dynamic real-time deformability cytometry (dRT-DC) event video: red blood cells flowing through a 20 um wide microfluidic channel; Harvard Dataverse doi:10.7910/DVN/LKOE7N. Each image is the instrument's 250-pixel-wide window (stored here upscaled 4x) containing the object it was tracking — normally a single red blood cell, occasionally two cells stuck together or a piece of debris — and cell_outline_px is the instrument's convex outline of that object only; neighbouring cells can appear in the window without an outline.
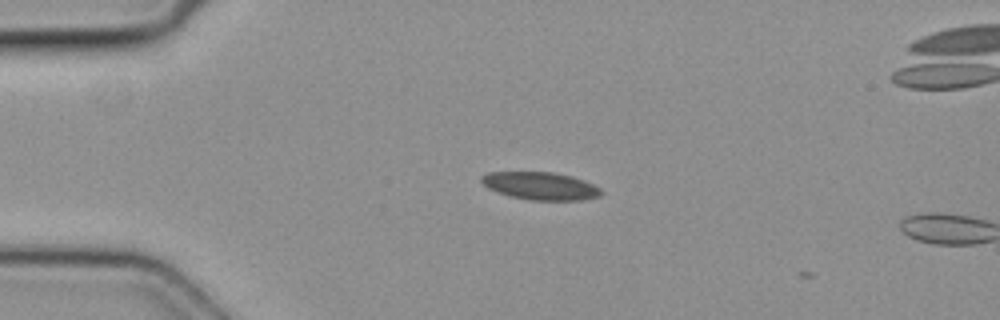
{"species": "common noctule bat (a hibernating species)", "species_latin": "Nyctalus noctula", "temperature_condition": "cold", "stored_images_in_passage": 2, "camera_frame_rate_fps": 3000, "um_per_image_px": 0.085, "animal": {"sex": "female", "body_mass_g": 19.3, "forearm_length_mm": 54.1}, "frame": {"image": 1, "passage_image": 1, "time_ms": 0.0, "image_size_px": [1000, 320], "cell_outline_px": [[604, 192], [600, 196], [580, 200], [528, 200], [508, 196], [488, 188], [480, 180], [480, 176], [488, 172], [552, 172], [572, 176], [584, 180], [600, 188]], "centroid_in_image_um": [45.93, 15.8], "position_along_channel_um": 39.1, "area_um2": 19.42}}